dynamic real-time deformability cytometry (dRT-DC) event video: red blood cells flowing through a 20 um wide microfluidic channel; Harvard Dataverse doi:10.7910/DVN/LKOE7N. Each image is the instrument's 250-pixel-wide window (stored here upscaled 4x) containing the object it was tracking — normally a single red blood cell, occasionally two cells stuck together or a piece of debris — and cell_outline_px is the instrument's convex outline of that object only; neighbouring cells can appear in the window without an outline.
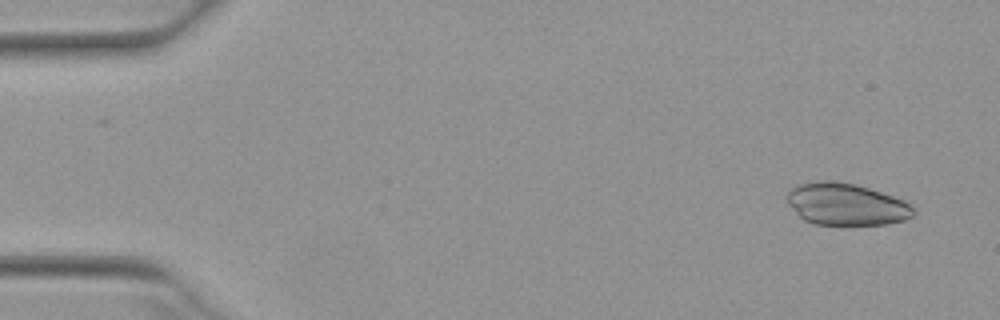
{"species": "Egyptian fruit bat (a non-hibernating species)", "species_latin": "Rousettus aegyptiacus", "temperature_condition": "warm", "stored_images_in_passage": 50, "camera_frame_rate_fps": 3000, "um_per_image_px": 0.085, "animal": {"sex": "female"}, "frame": {"image": 1, "passage_image": 2, "time_ms": 0.333, "image_size_px": [1000, 320], "cell_outline_px": [[916, 212], [912, 216], [904, 220], [888, 224], [816, 224], [804, 220], [788, 204], [788, 188], [796, 184], [816, 180], [828, 180], [856, 184], [904, 200]], "centroid_in_image_um": [71.89, 17.34], "position_along_channel_um": 13.1, "area_um2": 30.81}}
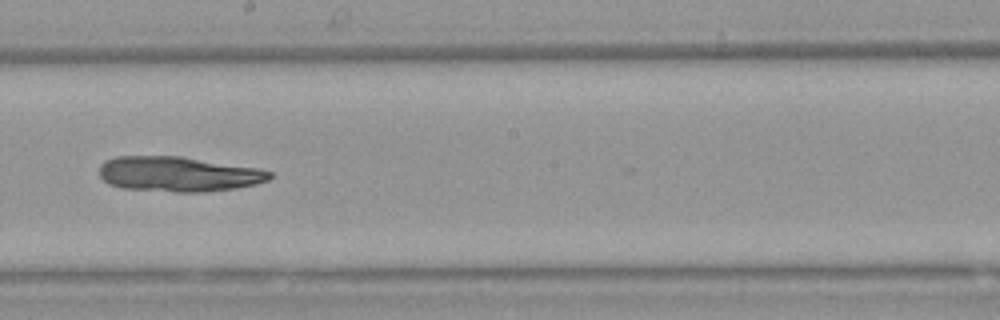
{"frame": {"image": 2, "passage_image": 28, "time_ms": 9.0, "image_size_px": [1000, 320], "cell_outline_px": [[272, 176], [268, 180], [256, 184], [236, 188], [204, 192], [176, 192], [120, 188], [108, 184], [100, 176], [100, 164], [104, 160], [116, 156], [184, 156], [260, 168], [272, 172]], "centroid_in_image_um": [15.16, 14.79], "position_along_channel_um": 233.0, "area_um2": 35.26}}
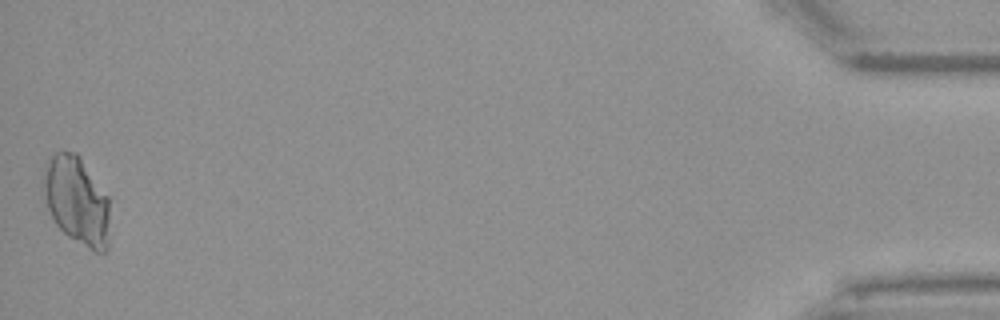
{"frame": {"image": 3, "passage_image": 50, "time_ms": 16.333, "image_size_px": [1000, 320], "cell_outline_px": [[108, 248], [104, 252], [92, 252], [68, 236], [56, 224], [40, 200], [40, 188], [44, 168], [48, 156], [64, 148], [76, 152], [80, 156], [108, 196]], "centroid_in_image_um": [6.43, 17.0], "position_along_channel_um": 428.8, "area_um2": 35.37}}